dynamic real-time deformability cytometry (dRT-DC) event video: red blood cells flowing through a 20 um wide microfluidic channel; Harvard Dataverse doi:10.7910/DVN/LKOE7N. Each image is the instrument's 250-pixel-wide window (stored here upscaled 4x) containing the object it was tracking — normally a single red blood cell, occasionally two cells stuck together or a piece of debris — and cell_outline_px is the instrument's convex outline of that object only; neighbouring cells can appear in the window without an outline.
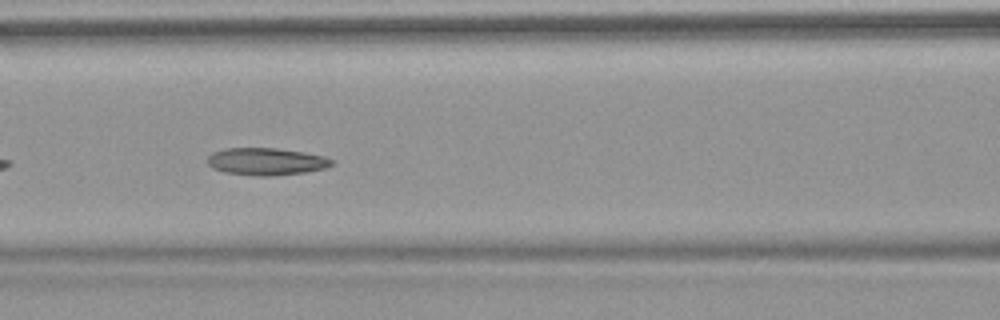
{"species": "common noctule bat (a hibernating species)", "species_latin": "Nyctalus noctula", "temperature_condition": "warm", "stored_images_in_passage": 10, "camera_frame_rate_fps": 3000, "um_per_image_px": 0.085, "animal": {"sex": "female", "body_mass_g": 18.4}, "frame": {"image": 1, "passage_image": 7, "time_ms": 7.0, "image_size_px": [1000, 320], "cell_outline_px": [[336, 160], [332, 164], [324, 168], [304, 172], [272, 176], [260, 176], [224, 172], [212, 168], [208, 164], [208, 156], [212, 152], [224, 148], [276, 148], [304, 152], [324, 156]], "centroid_in_image_um": [22.62, 13.72], "position_along_channel_um": 144.0, "area_um2": 19.77}}